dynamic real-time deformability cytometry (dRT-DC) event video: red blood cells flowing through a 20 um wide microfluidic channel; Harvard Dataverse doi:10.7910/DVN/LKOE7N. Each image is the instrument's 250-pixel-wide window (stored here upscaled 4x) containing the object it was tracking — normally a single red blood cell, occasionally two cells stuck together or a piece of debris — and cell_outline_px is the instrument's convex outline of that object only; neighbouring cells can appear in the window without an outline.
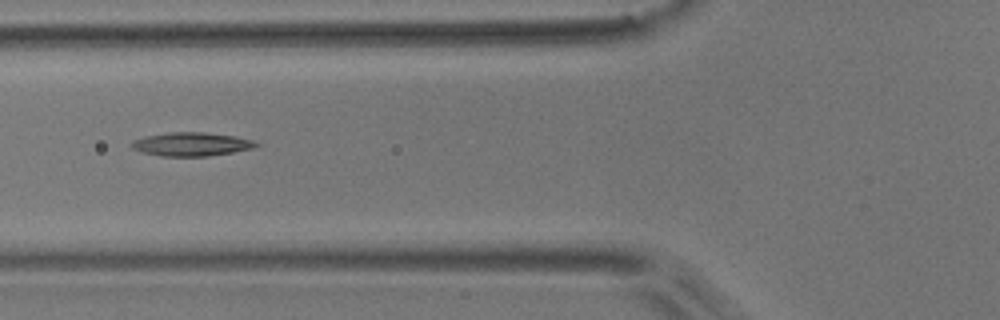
{"species": "common noctule bat (a hibernating species)", "species_latin": "Nyctalus noctula", "temperature_condition": "room temperature", "stored_images_in_passage": 9, "camera_frame_rate_fps": 3000, "um_per_image_px": 0.085, "animal": {"sex": "male", "body_mass_g": 17.9}, "frame": {"image": 1, "passage_image": 6, "time_ms": 1.667, "image_size_px": [1000, 320], "cell_outline_px": [[260, 144], [252, 148], [232, 152], [208, 156], [160, 156], [140, 152], [132, 148], [132, 140], [144, 136], [168, 132], [204, 132], [236, 136], [252, 140]], "centroid_in_image_um": [16.23, 12.25], "position_along_channel_um": 109.6, "area_um2": 17.17}}
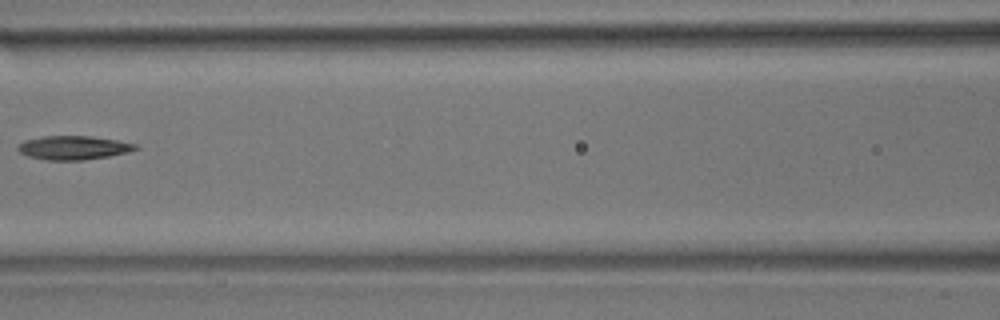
{"frame": {"image": 2, "passage_image": 7, "time_ms": 2.0, "image_size_px": [1000, 320], "cell_outline_px": [[140, 148], [128, 152], [108, 156], [84, 160], [44, 160], [28, 156], [20, 152], [16, 148], [24, 140], [44, 136], [92, 136], [116, 140], [136, 144]], "centroid_in_image_um": [6.24, 12.55], "position_along_channel_um": 160.4, "area_um2": 16.3}}
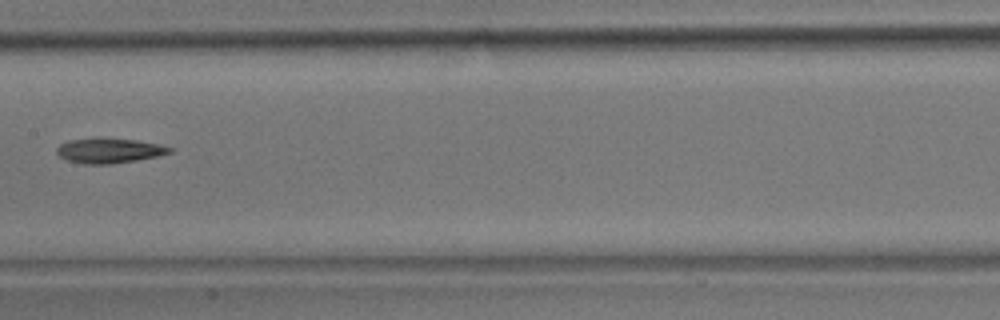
{"frame": {"image": 3, "passage_image": 8, "time_ms": 2.333, "image_size_px": [1000, 320], "cell_outline_px": [[172, 152], [156, 156], [136, 160], [112, 164], [84, 164], [68, 160], [60, 156], [56, 152], [56, 148], [60, 144], [68, 140], [136, 140], [160, 144], [172, 148]], "centroid_in_image_um": [9.29, 12.83], "position_along_channel_um": 198.1, "area_um2": 15.72}}